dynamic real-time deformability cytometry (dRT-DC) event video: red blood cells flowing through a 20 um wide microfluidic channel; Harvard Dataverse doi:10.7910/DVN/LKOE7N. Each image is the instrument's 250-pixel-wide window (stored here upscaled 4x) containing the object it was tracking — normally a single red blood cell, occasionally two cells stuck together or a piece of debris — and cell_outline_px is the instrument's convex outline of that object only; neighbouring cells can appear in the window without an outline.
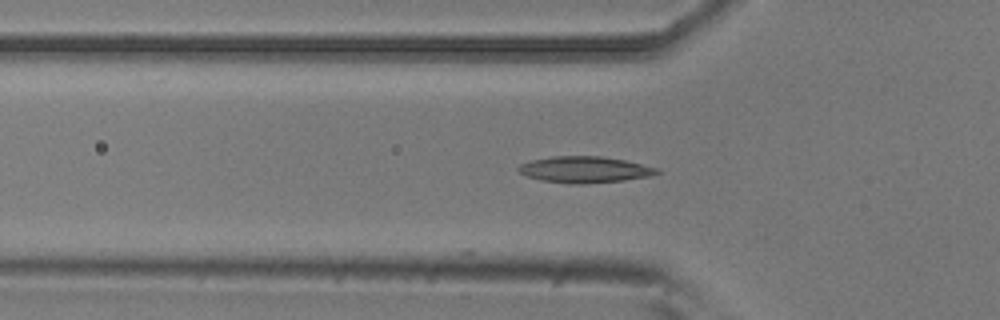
{"species": "common noctule bat (a hibernating species)", "species_latin": "Nyctalus noctula", "temperature_condition": "room temperature", "stored_images_in_passage": 2, "camera_frame_rate_fps": 3000, "um_per_image_px": 0.085, "animal": {"sex": "male", "body_mass_g": 20.5, "forearm_length_mm": 52.5}, "frame": {"image": 1, "passage_image": 2, "time_ms": 0.333, "image_size_px": [1000, 320], "cell_outline_px": [[660, 172], [652, 176], [624, 180], [580, 184], [572, 184], [544, 180], [528, 176], [520, 172], [516, 168], [520, 164], [532, 160], [552, 156], [600, 156], [624, 160], [660, 168]], "centroid_in_image_um": [49.74, 14.41], "position_along_channel_um": 76.1, "area_um2": 21.1}}